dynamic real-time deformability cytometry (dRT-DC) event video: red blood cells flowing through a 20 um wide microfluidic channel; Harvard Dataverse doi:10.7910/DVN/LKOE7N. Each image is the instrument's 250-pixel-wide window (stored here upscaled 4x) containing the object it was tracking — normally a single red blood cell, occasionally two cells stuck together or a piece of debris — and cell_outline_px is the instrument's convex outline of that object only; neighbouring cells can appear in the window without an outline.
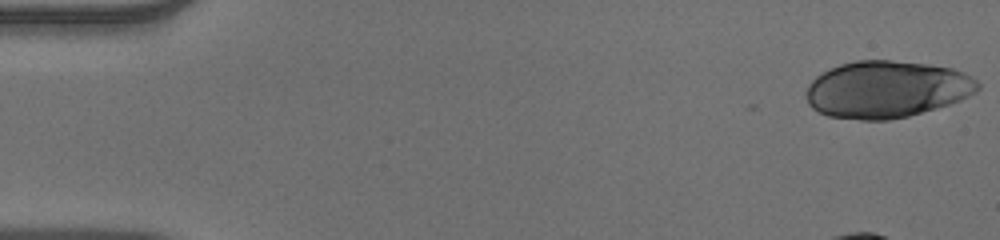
{"species": "human", "species_latin": "Homo sapiens", "temperature_condition": "warm", "stored_images_in_passage": 29, "camera_frame_rate_fps": 3000, "um_per_image_px": 0.085, "donor": {"sex": "male"}, "frame": {"image": 1, "passage_image": 1, "time_ms": 0.0, "image_size_px": [1000, 240], "cell_outline_px": [[980, 88], [976, 92], [960, 100], [936, 108], [908, 116], [888, 120], [860, 120], [828, 116], [812, 108], [808, 104], [808, 84], [816, 76], [828, 68], [840, 64], [856, 60], [888, 60], [928, 64], [952, 68], [964, 72], [972, 76], [980, 84]], "centroid_in_image_um": [75.38, 7.59], "position_along_channel_um": 9.6, "area_um2": 57.05}}